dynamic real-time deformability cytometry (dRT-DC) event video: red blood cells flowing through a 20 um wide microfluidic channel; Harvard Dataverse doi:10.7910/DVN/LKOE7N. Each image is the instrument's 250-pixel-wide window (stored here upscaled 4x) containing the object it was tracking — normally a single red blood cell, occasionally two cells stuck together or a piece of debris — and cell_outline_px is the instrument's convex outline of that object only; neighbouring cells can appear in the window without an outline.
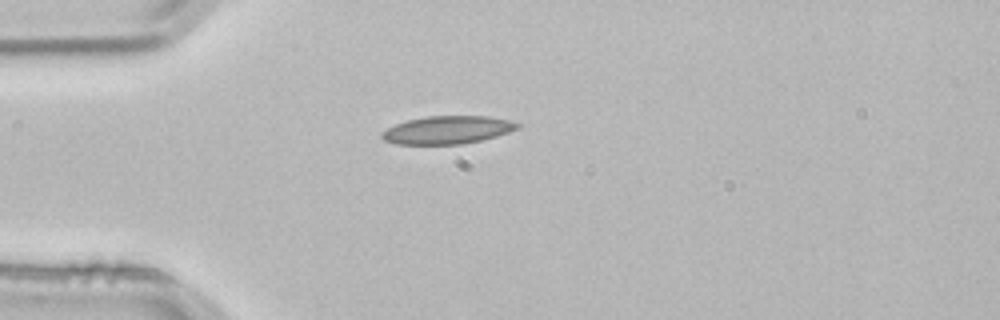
{"species": "common noctule bat (a hibernating species)", "species_latin": "Nyctalus noctula", "temperature_condition": "room temperature", "stored_images_in_passage": 1, "camera_frame_rate_fps": 3000, "um_per_image_px": 0.085, "animal": {"sex": "male", "body_mass_g": 21.5, "forearm_length_mm": 52.0}, "frame": {"image": 1, "passage_image": 1, "time_ms": 0.0, "image_size_px": [1000, 320], "cell_outline_px": [[520, 128], [496, 136], [480, 140], [460, 144], [396, 144], [384, 140], [380, 136], [380, 132], [396, 124], [408, 120], [428, 116], [488, 116], [508, 120], [520, 124]], "centroid_in_image_um": [38.02, 11.04], "position_along_channel_um": 47.0, "area_um2": 21.91}}